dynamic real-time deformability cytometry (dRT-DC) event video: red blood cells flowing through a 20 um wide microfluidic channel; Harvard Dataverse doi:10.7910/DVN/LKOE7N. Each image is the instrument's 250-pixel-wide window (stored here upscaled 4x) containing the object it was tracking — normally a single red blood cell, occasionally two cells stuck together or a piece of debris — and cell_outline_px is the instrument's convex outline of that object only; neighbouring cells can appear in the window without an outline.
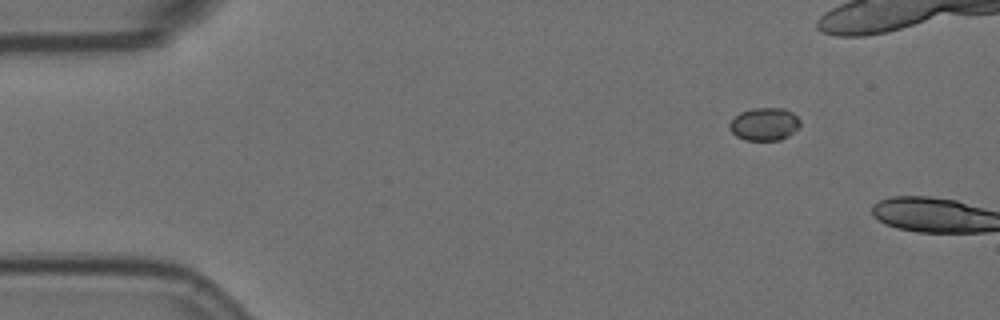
{"species": "Egyptian fruit bat (a non-hibernating species)", "species_latin": "Rousettus aegyptiacus", "temperature_condition": "room temperature", "stored_images_in_passage": 2, "camera_frame_rate_fps": 3000, "um_per_image_px": 0.085, "animal": {"sex": "female"}, "frame": {"image": 1, "passage_image": 1, "time_ms": 0.0, "image_size_px": [1000, 320], "cell_outline_px": [[800, 124], [788, 136], [780, 140], [744, 140], [736, 136], [728, 128], [728, 124], [740, 112], [752, 108], [784, 108], [792, 112], [800, 120]], "centroid_in_image_um": [64.95, 10.55], "position_along_channel_um": 20.1, "area_um2": 13.47}}